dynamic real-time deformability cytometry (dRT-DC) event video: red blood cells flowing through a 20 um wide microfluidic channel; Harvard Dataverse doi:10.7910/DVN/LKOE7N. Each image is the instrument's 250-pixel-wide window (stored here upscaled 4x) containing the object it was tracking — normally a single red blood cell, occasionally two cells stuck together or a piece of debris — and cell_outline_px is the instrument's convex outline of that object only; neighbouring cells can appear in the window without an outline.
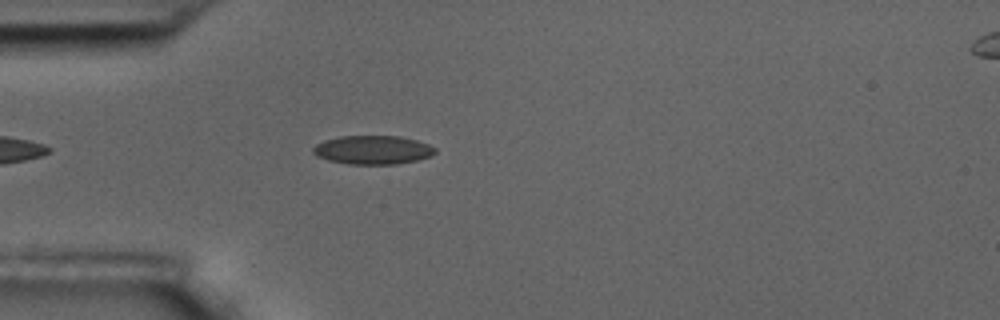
{"species": "common noctule bat (a hibernating species)", "species_latin": "Nyctalus noctula", "temperature_condition": "room temperature", "stored_images_in_passage": 2, "camera_frame_rate_fps": 3000, "um_per_image_px": 0.085, "animal": {"sex": "male", "body_mass_g": 17.5, "forearm_length_mm": 52.3}, "frame": {"image": 1, "passage_image": 2, "time_ms": 0.333, "image_size_px": [1000, 320], "cell_outline_px": [[436, 152], [432, 156], [416, 160], [396, 164], [348, 164], [328, 160], [316, 156], [312, 152], [312, 148], [316, 144], [324, 140], [340, 136], [400, 136], [416, 140], [428, 144], [436, 148]], "centroid_in_image_um": [31.68, 12.74], "position_along_channel_um": 53.3, "area_um2": 20.52}}